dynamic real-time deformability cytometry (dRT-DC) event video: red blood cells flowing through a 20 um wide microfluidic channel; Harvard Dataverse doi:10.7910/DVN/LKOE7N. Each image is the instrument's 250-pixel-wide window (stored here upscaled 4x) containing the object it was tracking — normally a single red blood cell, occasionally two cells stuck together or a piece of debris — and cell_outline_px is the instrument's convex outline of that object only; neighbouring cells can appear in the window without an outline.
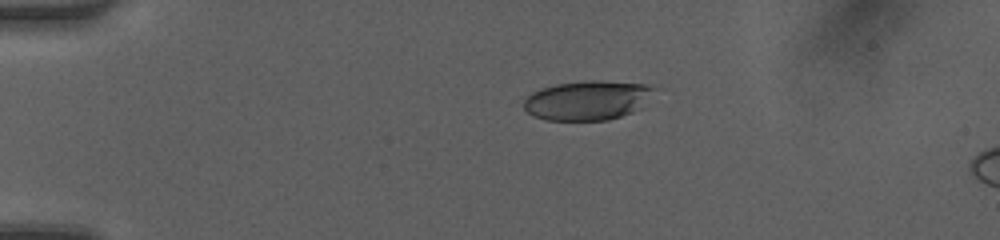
{"species": "human", "species_latin": "Homo sapiens", "temperature_condition": "room temperature", "stored_images_in_passage": 7, "camera_frame_rate_fps": 3000, "um_per_image_px": 0.085, "donor": {"sex": "female"}, "frame": {"image": 1, "passage_image": 1, "time_ms": 0.0, "image_size_px": [1000, 240], "cell_outline_px": [[656, 88], [644, 108], [608, 120], [544, 120], [532, 116], [524, 108], [524, 100], [532, 92], [540, 88], [556, 84], [592, 80], [600, 80], [644, 84]], "centroid_in_image_um": [49.95, 8.53], "position_along_channel_um": 35.0, "area_um2": 30.17}}